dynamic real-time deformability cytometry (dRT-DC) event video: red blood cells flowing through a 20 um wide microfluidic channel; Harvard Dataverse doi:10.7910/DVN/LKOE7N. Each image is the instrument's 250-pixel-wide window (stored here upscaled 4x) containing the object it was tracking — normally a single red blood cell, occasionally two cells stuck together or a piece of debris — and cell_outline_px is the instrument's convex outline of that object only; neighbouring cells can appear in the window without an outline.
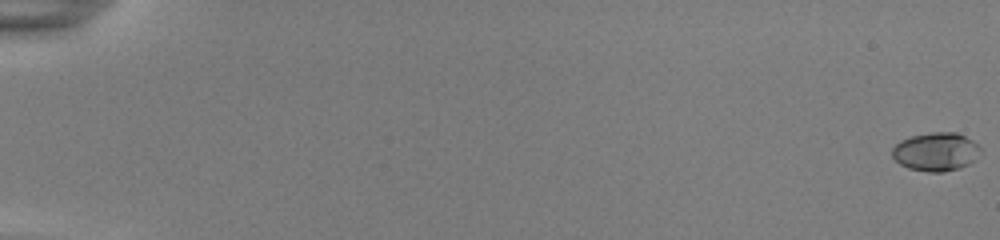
{"species": "common noctule bat (a hibernating species)", "species_latin": "Nyctalus noctula", "temperature_condition": "room temperature", "stored_images_in_passage": 50, "camera_frame_rate_fps": 3000, "um_per_image_px": 0.085, "animal": {"sex": "female", "body_mass_g": 22.0, "forearm_length_mm": 56.7}, "frame": {"image": 1, "passage_image": 1, "time_ms": 0.0, "image_size_px": [1000, 240], "cell_outline_px": [[980, 148], [976, 160], [960, 168], [940, 172], [928, 172], [908, 168], [900, 164], [892, 156], [892, 148], [900, 140], [912, 136], [932, 132], [956, 132], [972, 140]], "centroid_in_image_um": [79.54, 12.9], "position_along_channel_um": 5.5, "area_um2": 19.71}}
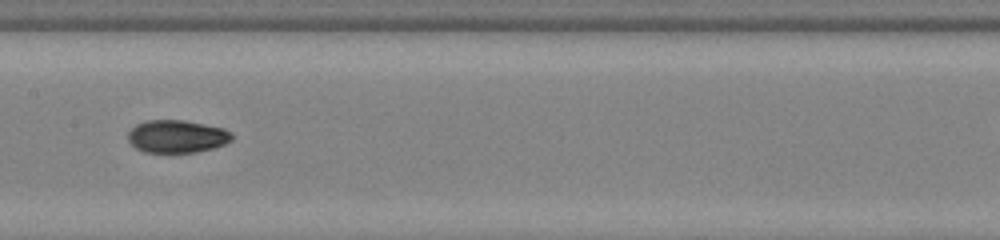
{"frame": {"image": 2, "passage_image": 31, "time_ms": 10.0, "image_size_px": [1000, 240], "cell_outline_px": [[232, 140], [224, 144], [212, 148], [196, 152], [144, 152], [136, 148], [128, 140], [128, 132], [136, 124], [144, 120], [184, 120], [224, 128], [232, 132]], "centroid_in_image_um": [15.03, 11.58], "position_along_channel_um": 192.4, "area_um2": 19.83}}
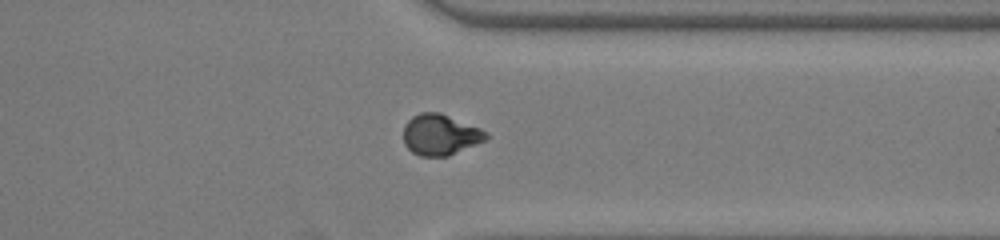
{"frame": {"image": 3, "passage_image": 45, "time_ms": 14.667, "image_size_px": [1000, 240], "cell_outline_px": [[488, 136], [484, 140], [448, 156], [420, 156], [412, 152], [404, 144], [404, 124], [412, 116], [420, 112], [440, 112], [480, 128], [488, 132]], "centroid_in_image_um": [37.39, 11.44], "position_along_channel_um": 374.0, "area_um2": 19.59}}